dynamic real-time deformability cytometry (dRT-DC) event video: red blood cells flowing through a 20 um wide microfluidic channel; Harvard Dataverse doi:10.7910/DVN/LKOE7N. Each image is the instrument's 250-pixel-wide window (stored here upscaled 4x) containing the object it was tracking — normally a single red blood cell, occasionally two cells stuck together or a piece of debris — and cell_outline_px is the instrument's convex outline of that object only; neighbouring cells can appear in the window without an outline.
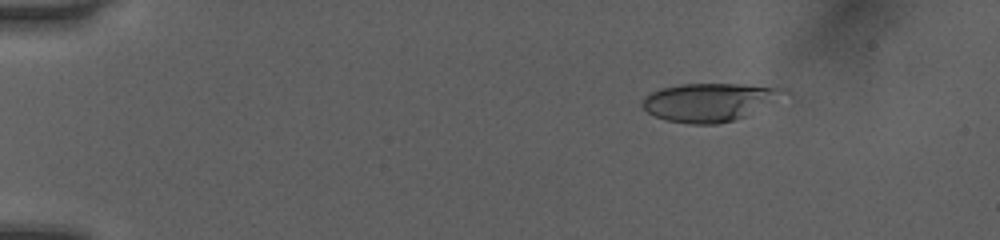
{"species": "human", "species_latin": "Homo sapiens", "temperature_condition": "room temperature", "stored_images_in_passage": 51, "camera_frame_rate_fps": 3000, "um_per_image_px": 0.085, "donor": {"sex": "female"}, "frame": {"image": 1, "passage_image": 8, "time_ms": 2.333, "image_size_px": [1000, 240], "cell_outline_px": [[792, 92], [748, 116], [716, 124], [692, 124], [664, 120], [648, 112], [640, 104], [644, 96], [660, 88], [680, 84], [740, 84], [788, 88]], "centroid_in_image_um": [60.35, 8.67], "position_along_channel_um": 24.7, "area_um2": 31.85}}
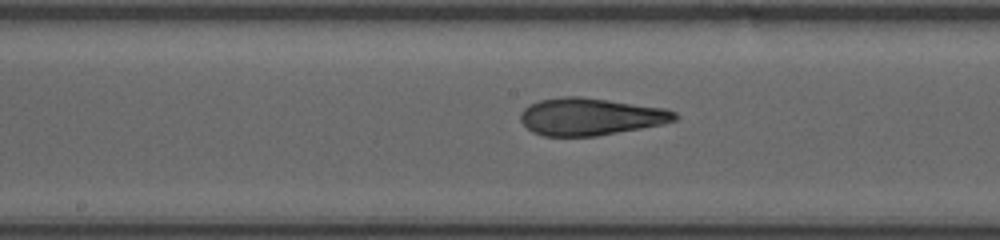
{"frame": {"image": 2, "passage_image": 28, "time_ms": 9.0, "image_size_px": [1000, 240], "cell_outline_px": [[680, 116], [676, 120], [664, 124], [596, 136], [544, 136], [532, 132], [520, 120], [520, 112], [528, 104], [540, 100], [564, 96], [580, 96], [664, 108], [676, 112]], "centroid_in_image_um": [50.18, 9.91], "position_along_channel_um": 198.0, "area_um2": 33.58}}
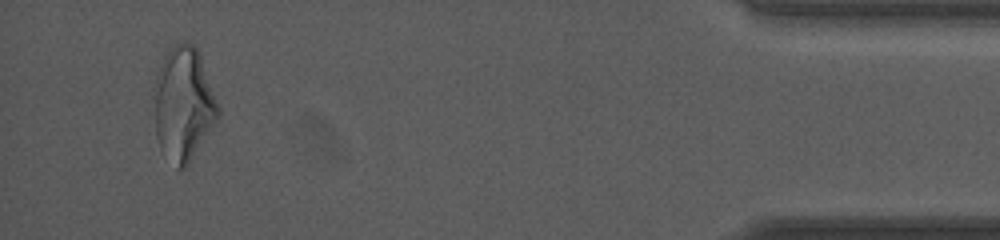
{"frame": {"image": 3, "passage_image": 49, "time_ms": 16.0, "image_size_px": [1000, 240], "cell_outline_px": [[220, 116], [216, 124], [188, 164], [184, 168], [176, 168], [160, 152], [156, 136], [152, 88], [156, 76], [164, 56], [168, 48], [172, 44], [184, 40], [196, 44], [200, 52], [220, 108]], "centroid_in_image_um": [15.58, 8.81], "position_along_channel_um": 419.6, "area_um2": 43.75}, "authors_computed_cell_mechanics": {"area_um2": 33.1194, "velocity_mm_per_s": 4.0776, "shape_relaxation_time_tau1_ms": 9.3024, "shape_relaxation_time_tau2_ms": 1.5019, "deformation_change_tau1": 0.2703, "deformation_change_tau2": 0.1058}}